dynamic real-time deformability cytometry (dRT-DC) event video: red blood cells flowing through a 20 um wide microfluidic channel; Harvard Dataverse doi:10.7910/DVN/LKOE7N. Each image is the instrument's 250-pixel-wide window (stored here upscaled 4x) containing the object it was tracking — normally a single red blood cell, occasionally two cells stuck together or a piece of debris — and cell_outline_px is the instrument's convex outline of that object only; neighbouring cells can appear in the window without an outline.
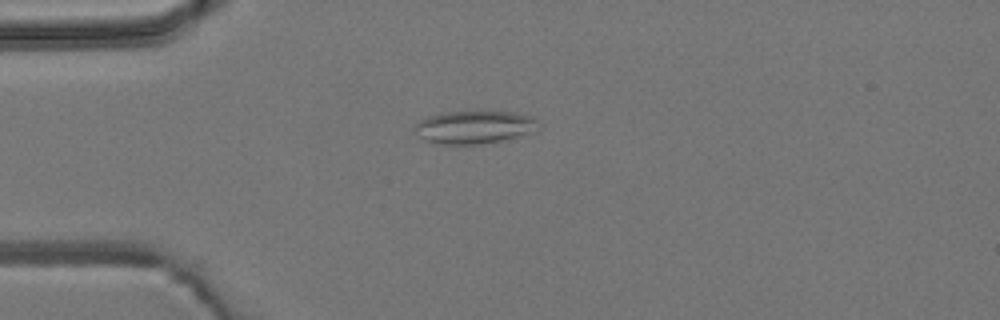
{"species": "common noctule bat (a hibernating species)", "species_latin": "Nyctalus noctula", "temperature_condition": "room temperature", "stored_images_in_passage": 5, "camera_frame_rate_fps": 3000, "um_per_image_px": 0.085, "animal": {"sex": "male", "body_mass_g": 19.2, "forearm_length_mm": 51.8}, "frame": {"image": 1, "passage_image": 3, "time_ms": 2.333, "image_size_px": [1000, 320], "cell_outline_px": [[540, 124], [536, 132], [500, 140], [480, 144], [440, 144], [424, 140], [412, 128], [420, 120], [428, 116], [444, 112], [480, 108], [512, 112], [528, 116], [536, 120]], "centroid_in_image_um": [40.32, 10.76], "position_along_channel_um": 44.7, "area_um2": 24.51}}
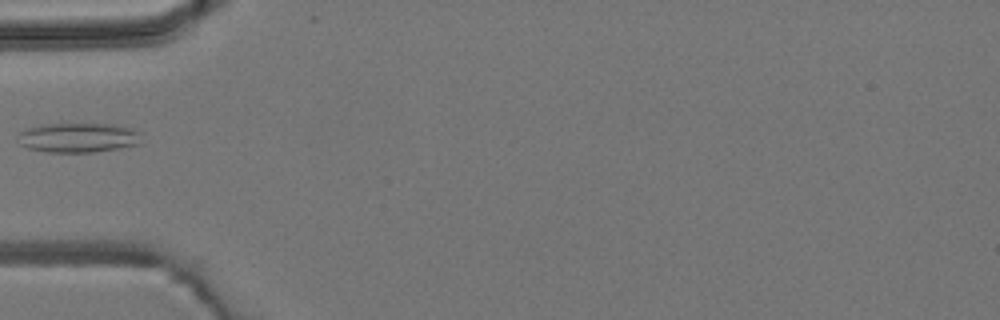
{"frame": {"image": 2, "passage_image": 4, "time_ms": 3.667, "image_size_px": [1000, 320], "cell_outline_px": [[140, 144], [120, 148], [92, 152], [48, 152], [28, 148], [20, 144], [20, 132], [28, 128], [40, 124], [116, 124], [132, 128], [140, 132]], "centroid_in_image_um": [6.69, 11.69], "position_along_channel_um": 78.3, "area_um2": 21.27}}